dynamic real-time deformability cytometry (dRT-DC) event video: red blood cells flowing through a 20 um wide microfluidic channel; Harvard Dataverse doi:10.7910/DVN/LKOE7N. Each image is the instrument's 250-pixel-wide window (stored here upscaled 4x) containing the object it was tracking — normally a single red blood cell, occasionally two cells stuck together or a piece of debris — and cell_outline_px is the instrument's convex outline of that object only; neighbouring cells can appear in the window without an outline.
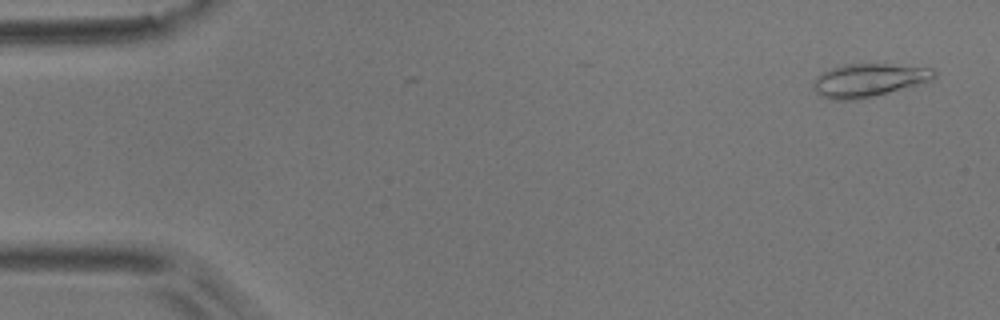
{"species": "common noctule bat (a hibernating species)", "species_latin": "Nyctalus noctula", "temperature_condition": "room temperature", "stored_images_in_passage": 5, "camera_frame_rate_fps": 3000, "um_per_image_px": 0.085, "animal": {"sex": "male", "body_mass_g": 17.9}, "frame": {"image": 1, "passage_image": 1, "time_ms": 0.0, "image_size_px": [1000, 320], "cell_outline_px": [[936, 76], [932, 80], [888, 92], [856, 100], [832, 100], [816, 92], [812, 84], [812, 80], [816, 76], [832, 68], [844, 64], [888, 64], [932, 68], [936, 72]], "centroid_in_image_um": [73.81, 6.81], "position_along_channel_um": 11.2, "area_um2": 23.12}}